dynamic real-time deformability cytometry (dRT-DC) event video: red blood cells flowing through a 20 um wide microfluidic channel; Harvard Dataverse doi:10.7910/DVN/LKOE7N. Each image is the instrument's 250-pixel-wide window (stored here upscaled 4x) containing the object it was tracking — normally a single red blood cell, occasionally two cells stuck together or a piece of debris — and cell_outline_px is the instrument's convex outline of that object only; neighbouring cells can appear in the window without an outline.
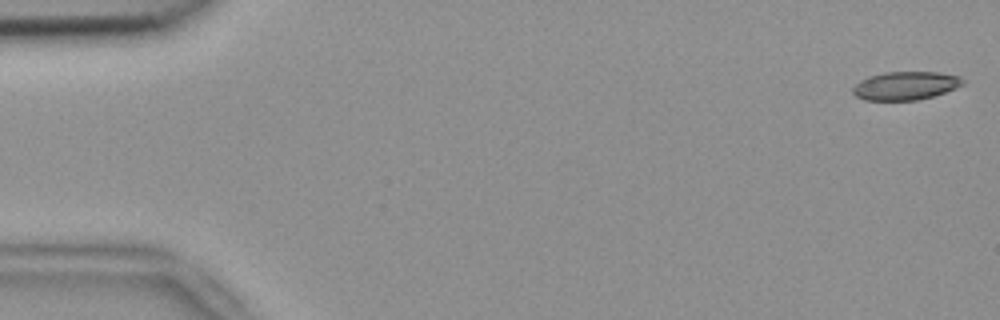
{"species": "common noctule bat (a hibernating species)", "species_latin": "Nyctalus noctula", "temperature_condition": "room temperature", "stored_images_in_passage": 53, "camera_frame_rate_fps": 3000, "um_per_image_px": 0.085, "animal": {"sex": "female", "body_mass_g": 18.4}, "frame": {"image": 1, "passage_image": 1, "time_ms": 0.0, "image_size_px": [1000, 320], "cell_outline_px": [[964, 84], [956, 88], [932, 96], [916, 100], [864, 100], [856, 96], [852, 92], [852, 88], [860, 80], [868, 76], [884, 72], [940, 72], [960, 76], [964, 80]], "centroid_in_image_um": [76.96, 7.27], "position_along_channel_um": 8.0, "area_um2": 18.21}}
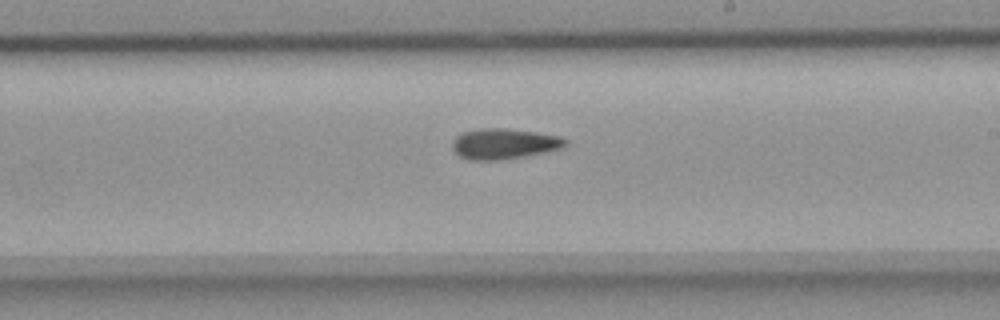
{"frame": {"image": 2, "passage_image": 31, "time_ms": 10.0, "image_size_px": [1000, 320], "cell_outline_px": [[568, 144], [560, 148], [544, 152], [500, 160], [468, 160], [460, 156], [452, 148], [452, 140], [456, 136], [464, 132], [484, 128], [504, 128], [536, 132], [560, 136], [568, 140]], "centroid_in_image_um": [42.84, 12.22], "position_along_channel_um": 246.2, "area_um2": 20.0}}
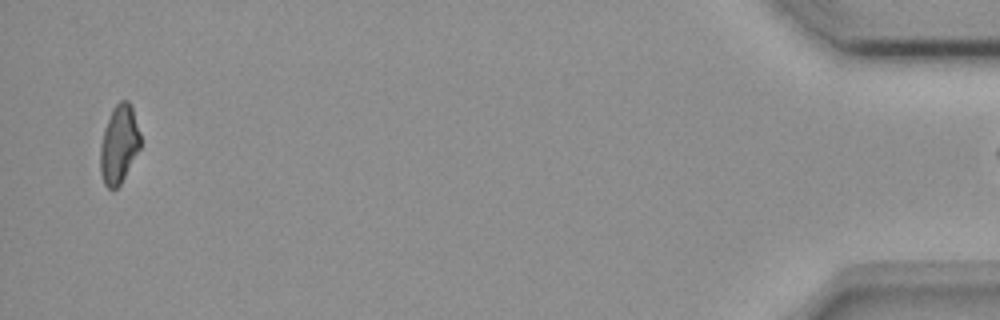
{"frame": {"image": 3, "passage_image": 52, "time_ms": 17.0, "image_size_px": [1000, 320], "cell_outline_px": [[140, 148], [120, 184], [116, 188], [108, 188], [104, 184], [100, 172], [100, 144], [104, 128], [112, 108], [120, 100], [128, 100], [132, 108], [140, 132]], "centroid_in_image_um": [10.1, 12.25], "position_along_channel_um": 425.1, "area_um2": 18.26}}